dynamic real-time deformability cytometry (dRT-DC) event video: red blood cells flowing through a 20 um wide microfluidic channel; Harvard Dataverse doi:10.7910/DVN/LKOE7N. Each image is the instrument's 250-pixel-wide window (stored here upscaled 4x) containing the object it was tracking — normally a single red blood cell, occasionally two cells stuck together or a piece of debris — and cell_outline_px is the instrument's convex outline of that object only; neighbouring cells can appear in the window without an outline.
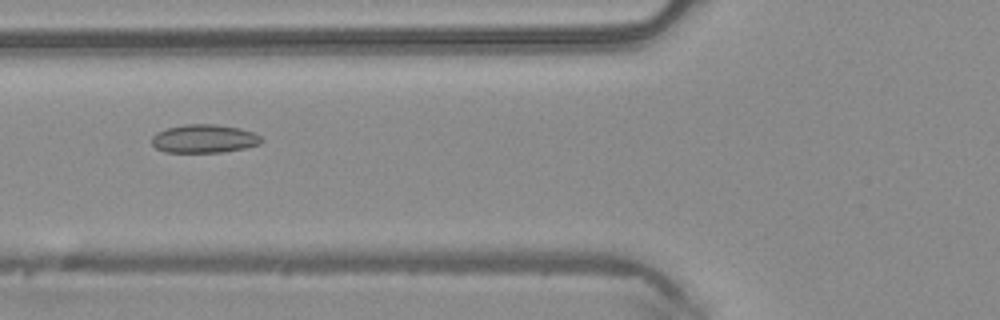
{"species": "common noctule bat (a hibernating species)", "species_latin": "Nyctalus noctula", "temperature_condition": "warm", "stored_images_in_passage": 2, "camera_frame_rate_fps": 3000, "um_per_image_px": 0.085, "animal": {"sex": "male", "body_mass_g": 20.4}, "frame": {"image": 1, "passage_image": 2, "time_ms": 0.333, "image_size_px": [1000, 320], "cell_outline_px": [[264, 140], [260, 144], [244, 148], [224, 152], [164, 152], [156, 148], [152, 144], [152, 136], [156, 132], [168, 128], [184, 124], [212, 124], [240, 128], [252, 132], [260, 136]], "centroid_in_image_um": [17.35, 11.79], "position_along_channel_um": 108.5, "area_um2": 18.15}}